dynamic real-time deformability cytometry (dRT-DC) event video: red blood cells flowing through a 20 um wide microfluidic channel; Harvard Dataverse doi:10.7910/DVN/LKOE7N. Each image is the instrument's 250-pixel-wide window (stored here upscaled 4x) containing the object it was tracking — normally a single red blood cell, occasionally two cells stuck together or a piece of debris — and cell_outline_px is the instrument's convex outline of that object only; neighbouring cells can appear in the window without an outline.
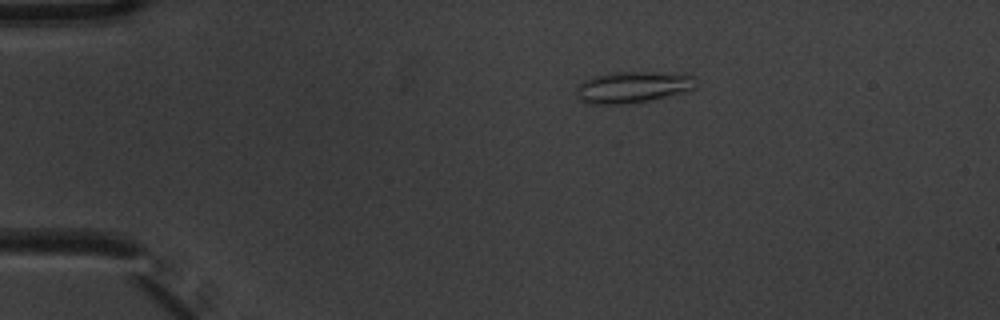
{"species": "common noctule bat (a hibernating species)", "species_latin": "Nyctalus noctula", "temperature_condition": "warm", "stored_images_in_passage": 7, "camera_frame_rate_fps": 3000, "um_per_image_px": 0.085, "animal": {"sex": "male", "body_mass_g": 20.1, "forearm_length_mm": 53.5}, "frame": {"image": 1, "passage_image": 1, "time_ms": 0.0, "image_size_px": [1000, 320], "cell_outline_px": [[696, 88], [684, 92], [648, 100], [620, 104], [588, 104], [580, 100], [576, 96], [576, 88], [584, 80], [592, 76], [616, 72], [684, 72], [692, 76]], "centroid_in_image_um": [53.77, 7.39], "position_along_channel_um": 31.2, "area_um2": 21.96}}
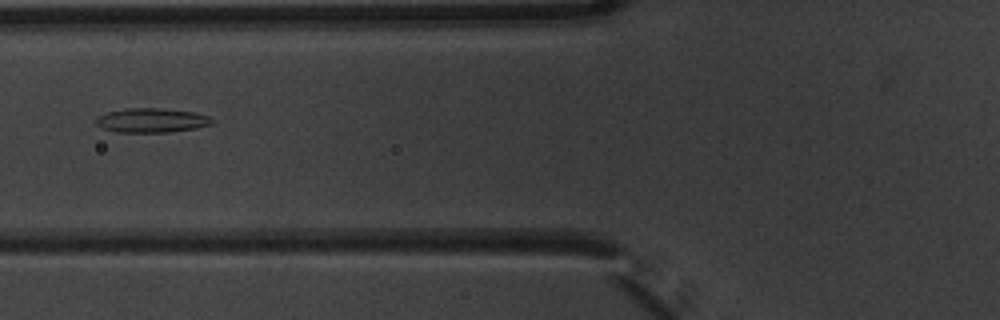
{"frame": {"image": 2, "passage_image": 4, "time_ms": 1.0, "image_size_px": [1000, 320], "cell_outline_px": [[216, 120], [212, 124], [196, 128], [168, 132], [116, 132], [104, 128], [96, 124], [96, 116], [108, 112], [128, 108], [160, 108], [192, 112], [208, 116]], "centroid_in_image_um": [12.9, 10.23], "position_along_channel_um": 112.9, "area_um2": 16.36}}
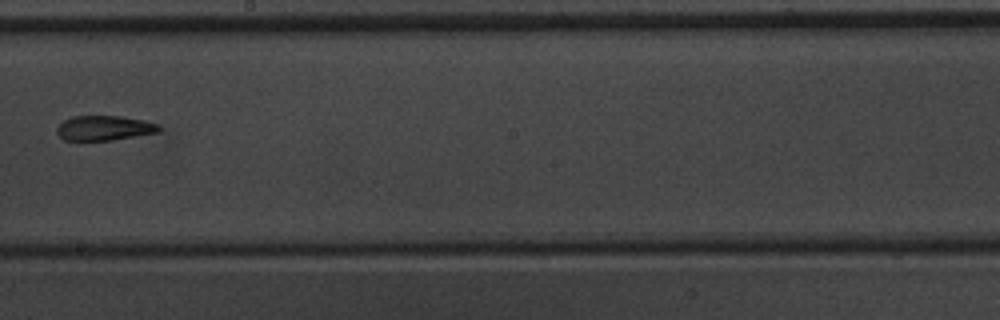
{"frame": {"image": 3, "passage_image": 7, "time_ms": 2.0, "image_size_px": [1000, 320], "cell_outline_px": [[160, 132], [112, 140], [64, 140], [56, 132], [56, 128], [64, 120], [72, 116], [120, 116], [144, 120], [160, 124]], "centroid_in_image_um": [8.88, 10.88], "position_along_channel_um": 239.3, "area_um2": 14.8}}